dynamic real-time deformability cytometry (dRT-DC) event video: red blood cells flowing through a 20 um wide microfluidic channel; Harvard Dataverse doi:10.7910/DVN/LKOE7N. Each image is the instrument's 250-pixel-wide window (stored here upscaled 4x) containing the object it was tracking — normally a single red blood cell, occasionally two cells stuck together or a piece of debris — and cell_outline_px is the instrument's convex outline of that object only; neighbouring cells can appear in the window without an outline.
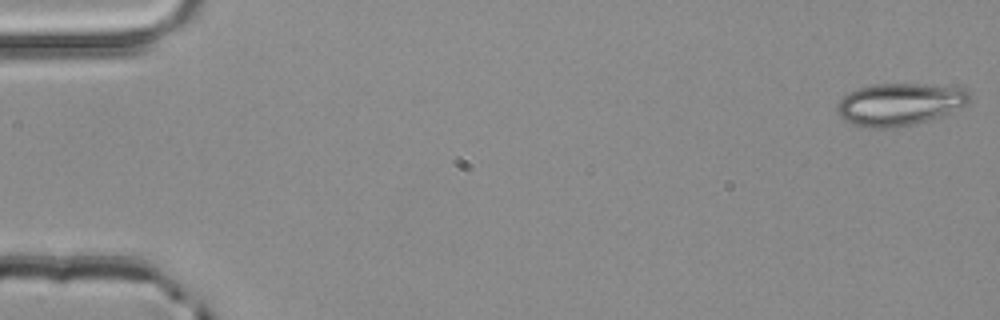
{"species": "common noctule bat (a hibernating species)", "species_latin": "Nyctalus noctula", "temperature_condition": "room temperature", "stored_images_in_passage": 4, "camera_frame_rate_fps": 3000, "um_per_image_px": 0.085, "animal": {"sex": "male", "body_mass_g": 20.4}, "frame": {"image": 1, "passage_image": 1, "time_ms": 0.0, "image_size_px": [1000, 320], "cell_outline_px": [[972, 100], [968, 104], [928, 120], [912, 124], [892, 128], [860, 128], [852, 124], [840, 116], [836, 112], [836, 104], [848, 92], [856, 88], [872, 84], [924, 84], [964, 88], [972, 96]], "centroid_in_image_um": [76.43, 8.86], "position_along_channel_um": 8.6, "area_um2": 32.83}}